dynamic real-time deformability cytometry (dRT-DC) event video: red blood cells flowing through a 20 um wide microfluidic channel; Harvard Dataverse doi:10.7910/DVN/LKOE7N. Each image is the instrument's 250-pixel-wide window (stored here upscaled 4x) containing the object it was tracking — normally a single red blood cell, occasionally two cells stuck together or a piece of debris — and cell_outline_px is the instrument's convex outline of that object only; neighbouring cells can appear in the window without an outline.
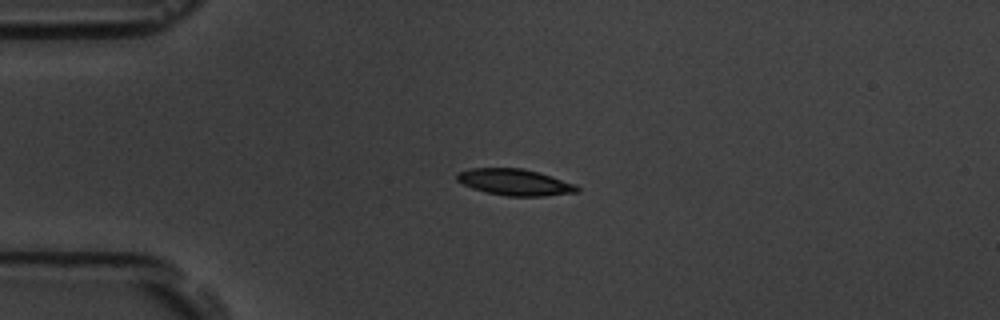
{"species": "common noctule bat (a hibernating species)", "species_latin": "Nyctalus noctula", "temperature_condition": "room temperature", "stored_images_in_passage": 4, "camera_frame_rate_fps": 3000, "um_per_image_px": 0.085, "animal": {"sex": "male", "body_mass_g": 19.5, "forearm_length_mm": 54.6}, "frame": {"image": 1, "passage_image": 3, "time_ms": 2.667, "image_size_px": [1000, 320], "cell_outline_px": [[580, 192], [544, 196], [508, 196], [488, 192], [472, 188], [456, 180], [456, 172], [468, 168], [524, 168], [552, 176], [576, 184], [580, 188]], "centroid_in_image_um": [43.78, 15.48], "position_along_channel_um": 41.2, "area_um2": 18.61}}